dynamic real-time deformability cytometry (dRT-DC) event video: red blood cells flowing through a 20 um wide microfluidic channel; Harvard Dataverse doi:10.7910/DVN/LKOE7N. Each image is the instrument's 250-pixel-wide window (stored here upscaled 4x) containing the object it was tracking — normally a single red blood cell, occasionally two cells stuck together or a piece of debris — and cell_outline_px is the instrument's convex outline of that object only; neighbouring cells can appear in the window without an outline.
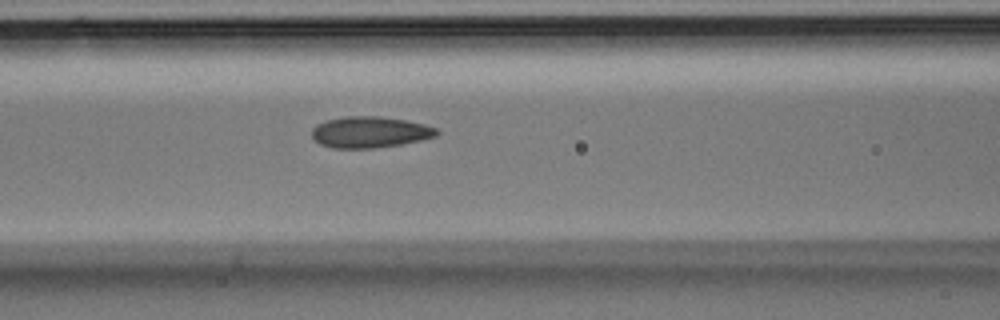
{"species": "Egyptian fruit bat (a non-hibernating species)", "species_latin": "Rousettus aegyptiacus", "temperature_condition": "room temperature", "stored_images_in_passage": 26, "camera_frame_rate_fps": 3000, "um_per_image_px": 0.085, "animal": {"sex": "male"}, "frame": {"image": 1, "passage_image": 6, "time_ms": 1.667, "image_size_px": [1000, 320], "cell_outline_px": [[440, 132], [436, 136], [420, 140], [400, 144], [376, 148], [332, 148], [320, 144], [312, 136], [312, 128], [316, 124], [328, 120], [344, 116], [380, 116], [404, 120], [424, 124], [436, 128]], "centroid_in_image_um": [31.43, 11.23], "position_along_channel_um": 135.2, "area_um2": 22.66}}
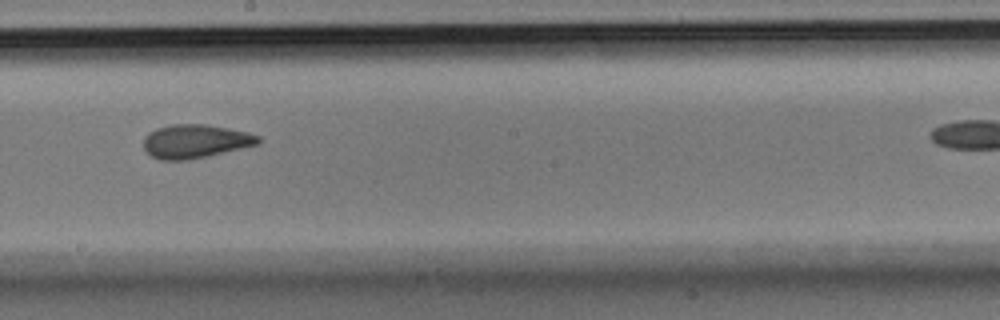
{"frame": {"image": 2, "passage_image": 13, "time_ms": 4.0, "image_size_px": [1000, 320], "cell_outline_px": [[260, 144], [208, 156], [188, 160], [160, 160], [152, 156], [144, 148], [144, 136], [148, 132], [156, 128], [172, 124], [204, 124], [228, 128], [260, 136]], "centroid_in_image_um": [16.59, 12.01], "position_along_channel_um": 231.6, "area_um2": 22.48}}
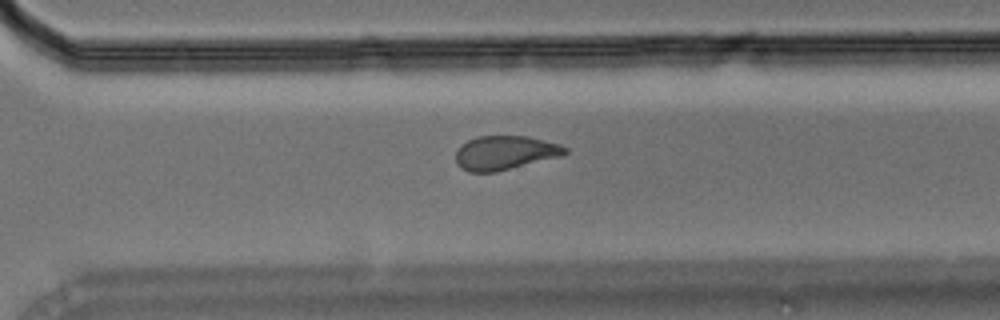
{"frame": {"image": 3, "passage_image": 20, "time_ms": 6.333, "image_size_px": [1000, 320], "cell_outline_px": [[568, 152], [560, 156], [496, 172], [468, 172], [460, 168], [456, 164], [456, 148], [460, 144], [476, 136], [528, 136], [560, 144], [568, 148]], "centroid_in_image_um": [42.88, 12.98], "position_along_channel_um": 327.7, "area_um2": 21.85}}